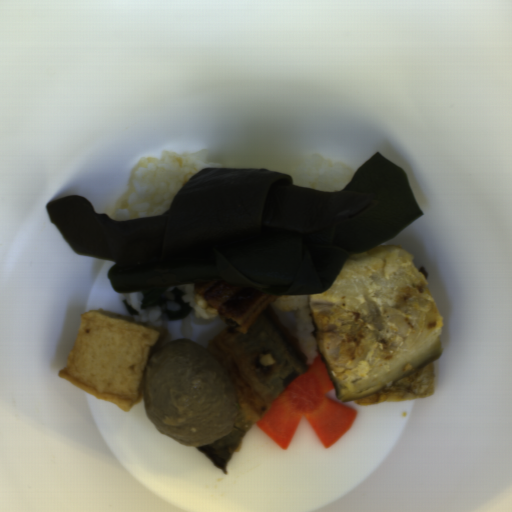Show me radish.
Instances as JSON below:
<instances>
[{
	"label": "radish",
	"instance_id": "radish-1",
	"mask_svg": "<svg viewBox=\"0 0 512 512\" xmlns=\"http://www.w3.org/2000/svg\"><path fill=\"white\" fill-rule=\"evenodd\" d=\"M307 372L292 379L268 410L255 422L281 450L288 449L303 417L325 449L344 436L358 416V408L326 395L336 388L322 351Z\"/></svg>",
	"mask_w": 512,
	"mask_h": 512
}]
</instances>
